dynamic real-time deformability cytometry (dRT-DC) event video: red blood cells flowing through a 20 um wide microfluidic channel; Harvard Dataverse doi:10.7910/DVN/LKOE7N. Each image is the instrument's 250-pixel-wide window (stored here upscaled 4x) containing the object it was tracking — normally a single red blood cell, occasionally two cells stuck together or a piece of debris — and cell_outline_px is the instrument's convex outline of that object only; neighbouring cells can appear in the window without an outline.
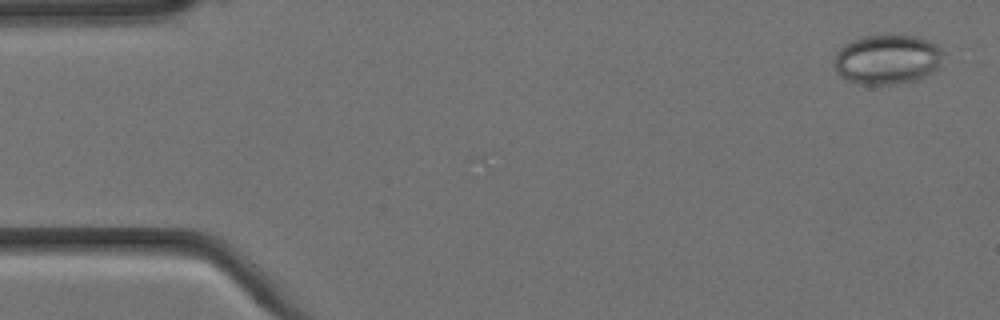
{"species": "Egyptian fruit bat (a non-hibernating species)", "species_latin": "Rousettus aegyptiacus", "temperature_condition": "cold", "stored_images_in_passage": 5, "camera_frame_rate_fps": 3000, "um_per_image_px": 0.085, "animal": {"sex": "female"}, "frame": {"image": 1, "passage_image": 1, "time_ms": 0.0, "image_size_px": [1000, 320], "cell_outline_px": [[944, 52], [936, 68], [932, 72], [916, 80], [892, 84], [860, 84], [848, 80], [840, 76], [836, 72], [832, 64], [840, 48], [844, 44], [860, 36], [888, 32], [900, 32], [916, 36], [928, 40], [936, 44]], "centroid_in_image_um": [75.39, 4.99], "position_along_channel_um": 9.6, "area_um2": 32.37}}